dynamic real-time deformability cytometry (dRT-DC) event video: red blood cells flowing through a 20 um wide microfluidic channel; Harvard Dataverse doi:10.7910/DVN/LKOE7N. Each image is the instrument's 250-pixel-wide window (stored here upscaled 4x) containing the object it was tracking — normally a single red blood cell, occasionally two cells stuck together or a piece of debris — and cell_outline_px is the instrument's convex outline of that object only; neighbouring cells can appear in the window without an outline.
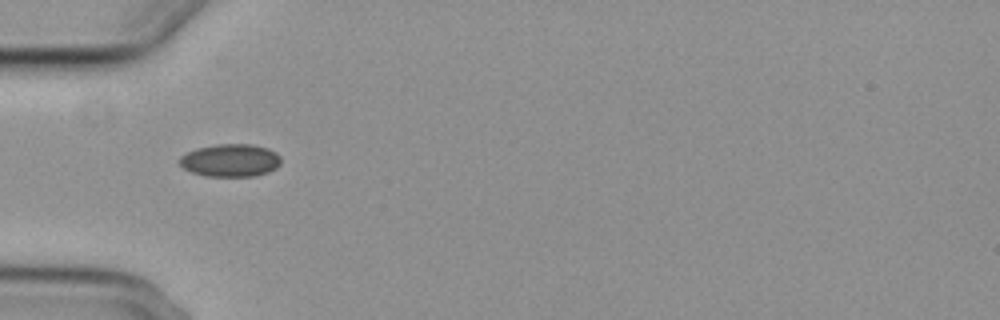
{"species": "common noctule bat (a hibernating species)", "species_latin": "Nyctalus noctula", "temperature_condition": "cold", "stored_images_in_passage": 5, "camera_frame_rate_fps": 3000, "um_per_image_px": 0.085, "animal": {"sex": "female", "body_mass_g": 29.2, "forearm_length_mm": 56.3}, "frame": {"image": 1, "passage_image": 1, "time_ms": 0.0, "image_size_px": [1000, 320], "cell_outline_px": [[280, 164], [276, 168], [268, 172], [256, 176], [204, 176], [192, 172], [184, 168], [176, 160], [180, 156], [196, 148], [216, 144], [252, 144], [268, 148], [276, 152], [280, 156]], "centroid_in_image_um": [19.58, 13.62], "position_along_channel_um": 65.4, "area_um2": 19.54}}
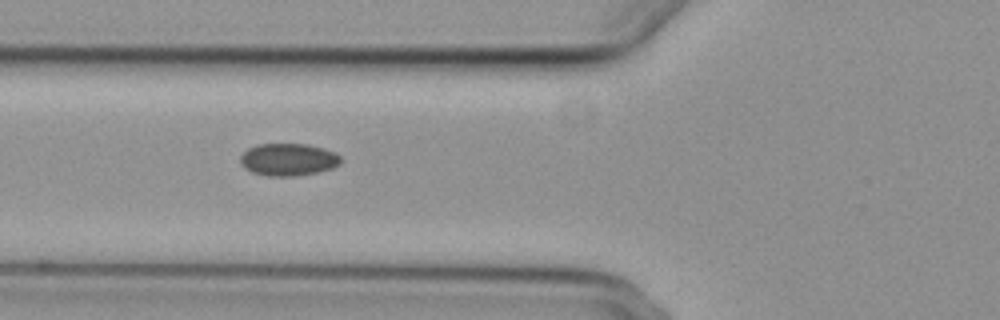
{"frame": {"image": 2, "passage_image": 2, "time_ms": 1.0, "image_size_px": [1000, 320], "cell_outline_px": [[340, 164], [332, 168], [316, 172], [292, 176], [268, 176], [252, 172], [244, 168], [240, 164], [240, 156], [248, 148], [256, 144], [308, 144], [324, 148], [336, 152], [340, 156]], "centroid_in_image_um": [24.49, 13.55], "position_along_channel_um": 101.3, "area_um2": 19.02}}
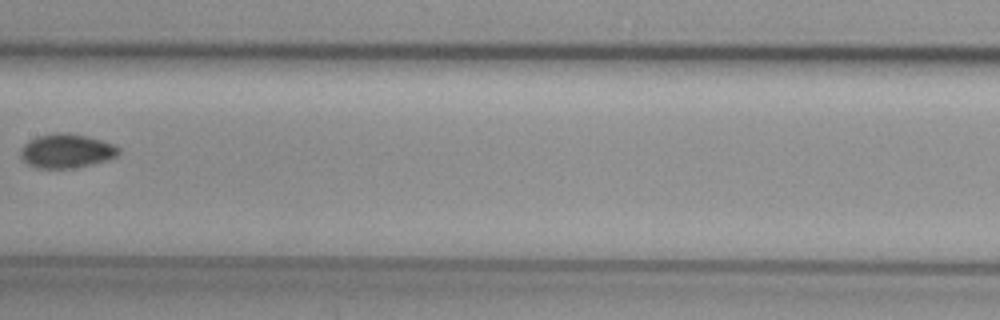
{"frame": {"image": 3, "passage_image": 4, "time_ms": 3.667, "image_size_px": [1000, 320], "cell_outline_px": [[120, 152], [116, 156], [108, 160], [92, 164], [72, 168], [36, 168], [28, 164], [20, 156], [20, 152], [24, 144], [28, 140], [36, 136], [56, 132], [68, 132], [100, 140], [112, 144], [120, 148]], "centroid_in_image_um": [5.63, 12.83], "position_along_channel_um": 201.8, "area_um2": 19.48}}